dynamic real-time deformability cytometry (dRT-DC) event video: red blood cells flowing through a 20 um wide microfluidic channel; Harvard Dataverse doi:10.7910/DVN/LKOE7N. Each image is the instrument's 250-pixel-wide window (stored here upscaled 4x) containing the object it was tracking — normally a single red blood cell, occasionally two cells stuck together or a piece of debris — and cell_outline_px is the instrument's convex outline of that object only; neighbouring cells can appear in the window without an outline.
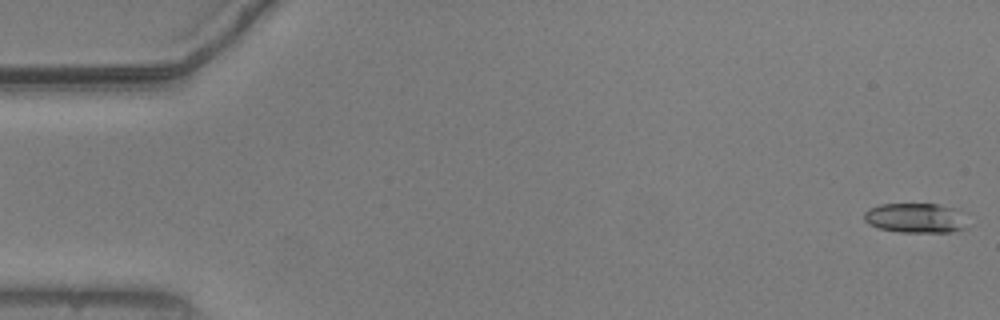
{"species": "common noctule bat (a hibernating species)", "species_latin": "Nyctalus noctula", "temperature_condition": "warm", "stored_images_in_passage": 54, "camera_frame_rate_fps": 3000, "um_per_image_px": 0.085, "animal": {"sex": "male", "body_mass_g": 20.5, "forearm_length_mm": 52.5}, "frame": {"image": 1, "passage_image": 1, "time_ms": 0.0, "image_size_px": [1000, 320], "cell_outline_px": [[968, 228], [952, 232], [900, 232], [880, 228], [868, 224], [864, 220], [864, 212], [868, 208], [880, 204], [936, 204], [952, 208], [960, 212]], "centroid_in_image_um": [77.79, 18.53], "position_along_channel_um": 7.2, "area_um2": 17.86}}
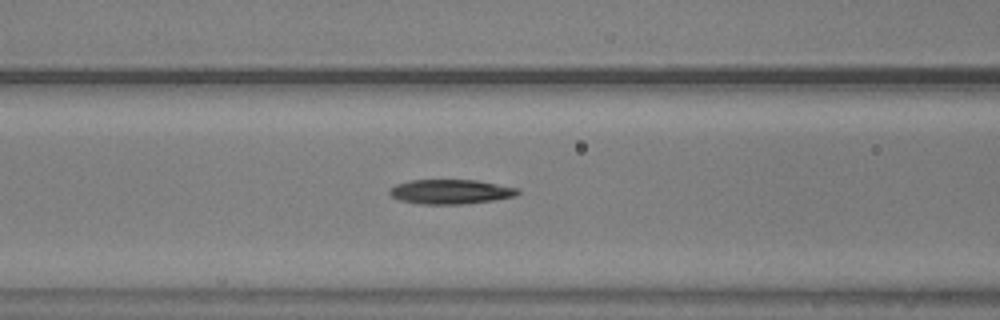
{"frame": {"image": 2, "passage_image": 22, "time_ms": 7.0, "image_size_px": [1000, 320], "cell_outline_px": [[520, 192], [516, 196], [496, 200], [464, 204], [420, 204], [400, 200], [392, 196], [388, 192], [396, 184], [412, 180], [476, 180], [520, 188]], "centroid_in_image_um": [38.36, 16.3], "position_along_channel_um": 128.2, "area_um2": 18.38}}
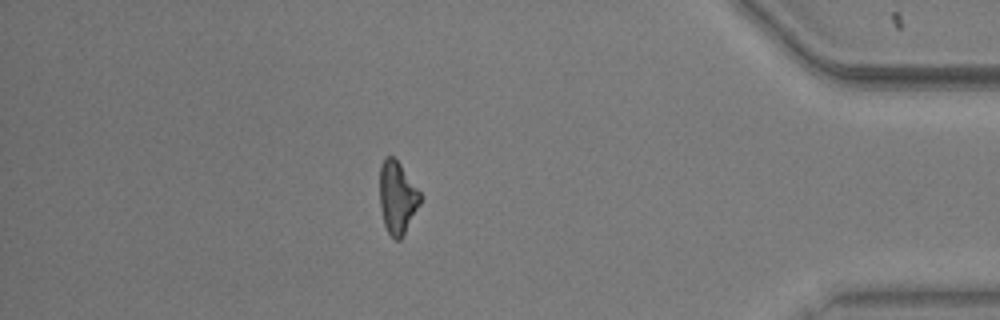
{"frame": {"image": 3, "passage_image": 47, "time_ms": 15.333, "image_size_px": [1000, 320], "cell_outline_px": [[420, 204], [400, 240], [396, 240], [388, 232], [384, 224], [380, 204], [380, 168], [384, 160], [388, 156], [392, 156], [400, 164], [420, 192]], "centroid_in_image_um": [33.76, 16.79], "position_along_channel_um": 401.4, "area_um2": 16.65}, "authors_computed_cell_mechanics": {"area_um2": 17.9758, "velocity_mm_per_s": 3.7657, "shape_relaxation_time_tau1_ms": 7.8072, "shape_relaxation_time_tau2_ms": 7.4058, "deformation_change_tau1": 0.194, "deformation_change_tau2": 0.2196}}